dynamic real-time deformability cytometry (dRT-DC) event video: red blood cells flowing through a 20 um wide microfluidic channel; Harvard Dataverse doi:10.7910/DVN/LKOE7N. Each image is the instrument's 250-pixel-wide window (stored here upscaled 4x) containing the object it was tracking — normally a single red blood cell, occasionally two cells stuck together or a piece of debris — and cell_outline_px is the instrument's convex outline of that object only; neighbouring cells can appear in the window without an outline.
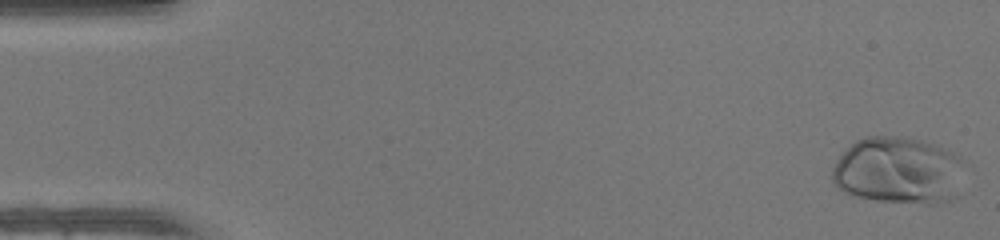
{"species": "human", "species_latin": "Homo sapiens", "temperature_condition": "warm", "stored_images_in_passage": 49, "camera_frame_rate_fps": 3000, "um_per_image_px": 0.085, "donor": {"sex": "female"}, "frame": {"image": 1, "passage_image": 1, "time_ms": 0.0, "image_size_px": [1000, 240], "cell_outline_px": [[960, 196], [948, 200], [932, 204], [924, 204], [880, 200], [852, 196], [844, 192], [832, 184], [832, 168], [836, 160], [856, 140], [868, 136], [908, 136], [924, 140], [952, 152], [960, 160]], "centroid_in_image_um": [76.33, 14.5], "position_along_channel_um": 8.7, "area_um2": 51.9}}
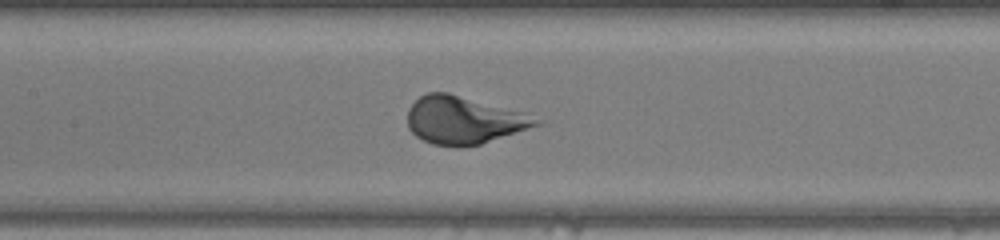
{"frame": {"image": 2, "passage_image": 23, "time_ms": 7.333, "image_size_px": [1000, 240], "cell_outline_px": [[544, 124], [480, 144], [460, 148], [456, 148], [432, 144], [416, 136], [408, 128], [408, 108], [420, 96], [428, 92], [448, 92], [528, 112]], "centroid_in_image_um": [39.46, 10.21], "position_along_channel_um": 167.9, "area_um2": 36.3}}
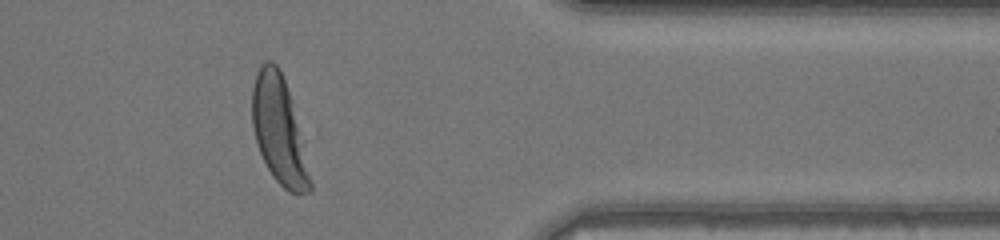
{"frame": {"image": 3, "passage_image": 40, "time_ms": 13.0, "image_size_px": [1000, 240], "cell_outline_px": [[312, 192], [288, 192], [272, 176], [260, 152], [256, 140], [252, 124], [252, 88], [260, 64], [264, 60], [272, 60], [276, 64], [284, 80], [292, 100], [312, 184]], "centroid_in_image_um": [23.69, 11.05], "position_along_channel_um": 387.7, "area_um2": 35.49}}